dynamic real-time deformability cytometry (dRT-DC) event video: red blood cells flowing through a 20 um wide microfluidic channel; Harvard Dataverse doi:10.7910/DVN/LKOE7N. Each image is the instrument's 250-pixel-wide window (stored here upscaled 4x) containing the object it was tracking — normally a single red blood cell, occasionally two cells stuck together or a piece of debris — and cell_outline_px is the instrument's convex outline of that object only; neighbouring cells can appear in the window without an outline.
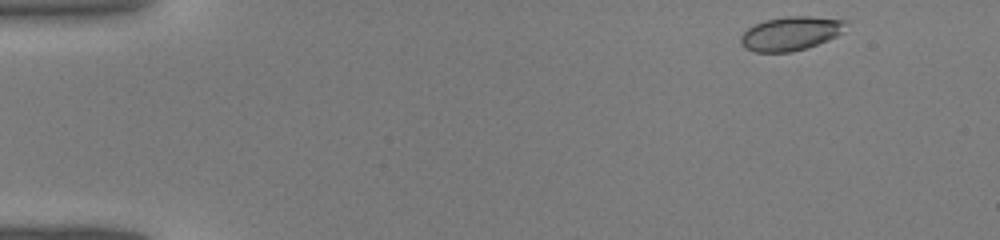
{"species": "common noctule bat (a hibernating species)", "species_latin": "Nyctalus noctula", "temperature_condition": "warm", "stored_images_in_passage": 40, "camera_frame_rate_fps": 3000, "um_per_image_px": 0.085, "animal": {"sex": "male", "body_mass_g": 19.0, "forearm_length_mm": 50.8}, "frame": {"image": 1, "passage_image": 1, "time_ms": 0.0, "image_size_px": [1000, 240], "cell_outline_px": [[848, 20], [844, 32], [828, 40], [792, 52], [756, 52], [744, 48], [740, 40], [740, 36], [748, 28], [764, 20], [784, 16], [812, 16]], "centroid_in_image_um": [67.23, 2.83], "position_along_channel_um": 17.8, "area_um2": 20.87}}
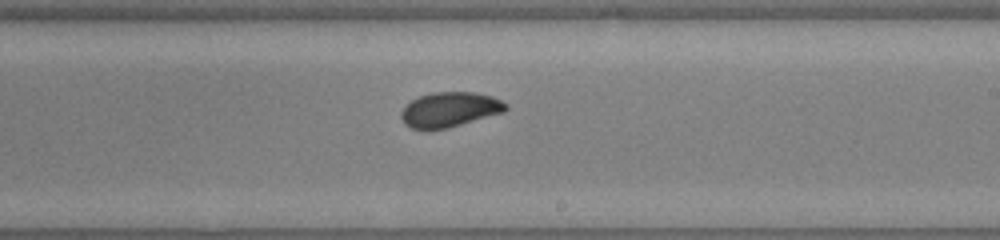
{"frame": {"image": 2, "passage_image": 23, "time_ms": 7.333, "image_size_px": [1000, 240], "cell_outline_px": [[508, 108], [504, 112], [460, 124], [444, 128], [412, 128], [404, 124], [400, 116], [400, 112], [412, 100], [420, 96], [432, 92], [476, 92], [492, 96], [508, 104]], "centroid_in_image_um": [38.24, 9.29], "position_along_channel_um": 250.8, "area_um2": 20.92}}
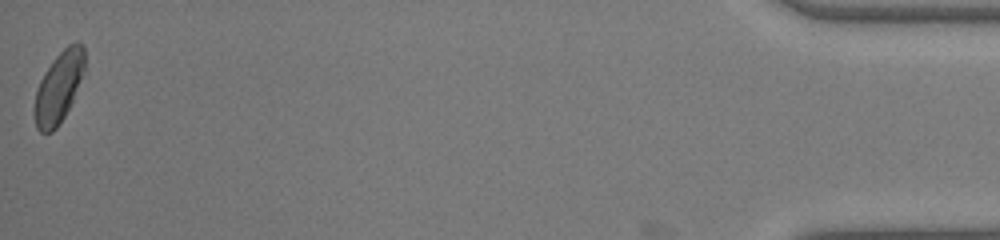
{"frame": {"image": 3, "passage_image": 40, "time_ms": 13.0, "image_size_px": [1000, 240], "cell_outline_px": [[84, 68], [72, 100], [64, 116], [56, 128], [52, 132], [40, 132], [36, 128], [32, 112], [36, 88], [44, 72], [52, 60], [68, 44], [76, 40], [84, 48]], "centroid_in_image_um": [4.93, 7.43], "position_along_channel_um": 430.3, "area_um2": 20.69}}